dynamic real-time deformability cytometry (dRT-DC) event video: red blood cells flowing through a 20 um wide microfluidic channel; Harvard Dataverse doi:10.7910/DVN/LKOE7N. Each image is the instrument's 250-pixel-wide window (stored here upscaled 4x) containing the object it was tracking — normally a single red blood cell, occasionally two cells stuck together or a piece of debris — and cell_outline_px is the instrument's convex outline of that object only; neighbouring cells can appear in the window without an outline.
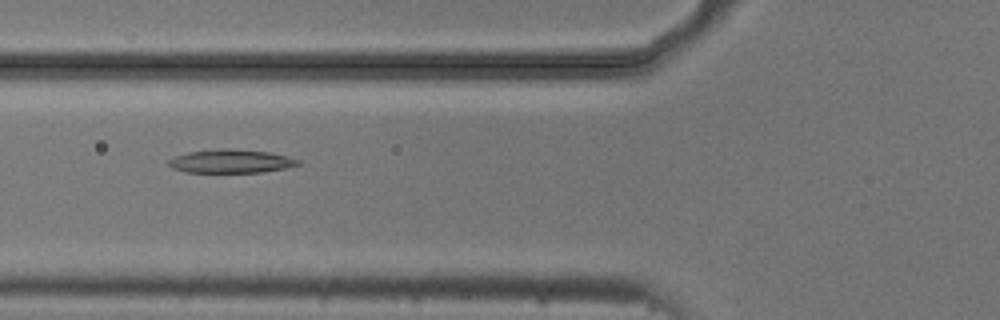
{"species": "common noctule bat (a hibernating species)", "species_latin": "Nyctalus noctula", "temperature_condition": "cold", "stored_images_in_passage": 6, "camera_frame_rate_fps": 3000, "um_per_image_px": 0.085, "animal": {"sex": "male", "body_mass_g": 20.5, "forearm_length_mm": 52.5}, "frame": {"image": 1, "passage_image": 4, "time_ms": 1.0, "image_size_px": [1000, 320], "cell_outline_px": [[300, 164], [284, 168], [264, 172], [184, 172], [172, 168], [168, 164], [168, 160], [176, 156], [188, 152], [220, 148], [228, 148], [268, 152], [288, 156], [300, 160]], "centroid_in_image_um": [19.62, 13.7], "position_along_channel_um": 106.2, "area_um2": 17.69}}
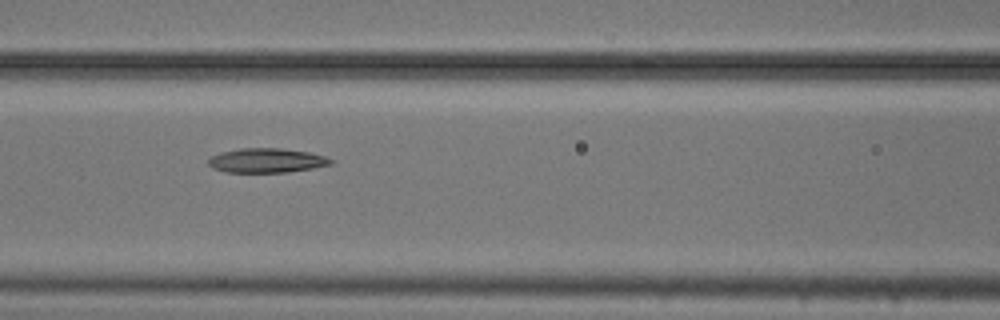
{"frame": {"image": 2, "passage_image": 5, "time_ms": 1.333, "image_size_px": [1000, 320], "cell_outline_px": [[336, 160], [332, 164], [312, 168], [288, 172], [224, 172], [212, 168], [208, 164], [208, 156], [220, 152], [240, 148], [280, 148], [308, 152], [324, 156]], "centroid_in_image_um": [22.63, 13.64], "position_along_channel_um": 144.0, "area_um2": 17.57}}
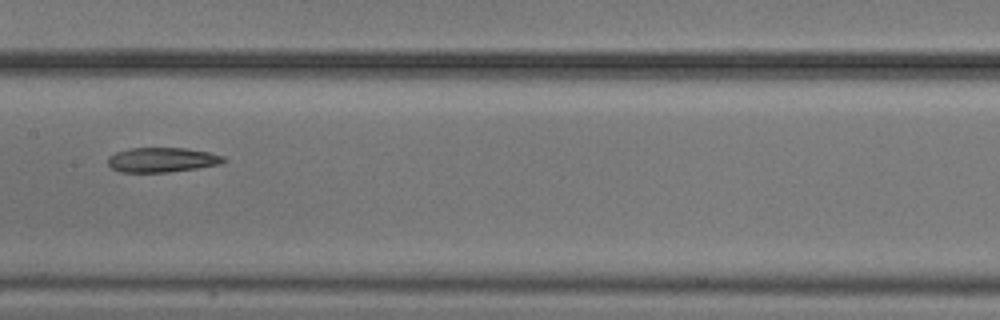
{"frame": {"image": 3, "passage_image": 6, "time_ms": 1.667, "image_size_px": [1000, 320], "cell_outline_px": [[228, 160], [220, 164], [196, 168], [168, 172], [120, 172], [112, 168], [108, 164], [108, 156], [116, 152], [128, 148], [184, 148], [208, 152], [224, 156]], "centroid_in_image_um": [13.77, 13.58], "position_along_channel_um": 193.6, "area_um2": 16.65}}